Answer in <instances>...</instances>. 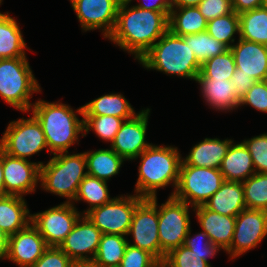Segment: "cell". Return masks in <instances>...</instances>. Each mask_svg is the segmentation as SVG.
I'll list each match as a JSON object with an SVG mask.
<instances>
[{
    "label": "cell",
    "mask_w": 267,
    "mask_h": 267,
    "mask_svg": "<svg viewBox=\"0 0 267 267\" xmlns=\"http://www.w3.org/2000/svg\"><path fill=\"white\" fill-rule=\"evenodd\" d=\"M233 141L205 138L196 144L181 165L220 169L222 161Z\"/></svg>",
    "instance_id": "21"
},
{
    "label": "cell",
    "mask_w": 267,
    "mask_h": 267,
    "mask_svg": "<svg viewBox=\"0 0 267 267\" xmlns=\"http://www.w3.org/2000/svg\"><path fill=\"white\" fill-rule=\"evenodd\" d=\"M109 196L107 182L87 174L81 181L74 200H84L90 204V208L86 212L84 211L86 214L88 211L110 202L112 199Z\"/></svg>",
    "instance_id": "33"
},
{
    "label": "cell",
    "mask_w": 267,
    "mask_h": 267,
    "mask_svg": "<svg viewBox=\"0 0 267 267\" xmlns=\"http://www.w3.org/2000/svg\"><path fill=\"white\" fill-rule=\"evenodd\" d=\"M72 260L59 247L49 246L31 267H70Z\"/></svg>",
    "instance_id": "44"
},
{
    "label": "cell",
    "mask_w": 267,
    "mask_h": 267,
    "mask_svg": "<svg viewBox=\"0 0 267 267\" xmlns=\"http://www.w3.org/2000/svg\"><path fill=\"white\" fill-rule=\"evenodd\" d=\"M159 263L149 252L128 243L119 267H157Z\"/></svg>",
    "instance_id": "40"
},
{
    "label": "cell",
    "mask_w": 267,
    "mask_h": 267,
    "mask_svg": "<svg viewBox=\"0 0 267 267\" xmlns=\"http://www.w3.org/2000/svg\"><path fill=\"white\" fill-rule=\"evenodd\" d=\"M230 50L235 59L238 73L250 76L255 81H263L267 77V46L239 38Z\"/></svg>",
    "instance_id": "19"
},
{
    "label": "cell",
    "mask_w": 267,
    "mask_h": 267,
    "mask_svg": "<svg viewBox=\"0 0 267 267\" xmlns=\"http://www.w3.org/2000/svg\"><path fill=\"white\" fill-rule=\"evenodd\" d=\"M204 206L213 212L236 217L246 209L242 182L224 181Z\"/></svg>",
    "instance_id": "22"
},
{
    "label": "cell",
    "mask_w": 267,
    "mask_h": 267,
    "mask_svg": "<svg viewBox=\"0 0 267 267\" xmlns=\"http://www.w3.org/2000/svg\"><path fill=\"white\" fill-rule=\"evenodd\" d=\"M125 236L119 234H102L94 260L101 267H119L127 244Z\"/></svg>",
    "instance_id": "31"
},
{
    "label": "cell",
    "mask_w": 267,
    "mask_h": 267,
    "mask_svg": "<svg viewBox=\"0 0 267 267\" xmlns=\"http://www.w3.org/2000/svg\"><path fill=\"white\" fill-rule=\"evenodd\" d=\"M189 205L169 196L158 209V235L161 250L167 255L184 244L190 230Z\"/></svg>",
    "instance_id": "9"
},
{
    "label": "cell",
    "mask_w": 267,
    "mask_h": 267,
    "mask_svg": "<svg viewBox=\"0 0 267 267\" xmlns=\"http://www.w3.org/2000/svg\"><path fill=\"white\" fill-rule=\"evenodd\" d=\"M230 81L235 85L236 94L239 98H242L256 82L250 76H247L243 73H238V68H235Z\"/></svg>",
    "instance_id": "45"
},
{
    "label": "cell",
    "mask_w": 267,
    "mask_h": 267,
    "mask_svg": "<svg viewBox=\"0 0 267 267\" xmlns=\"http://www.w3.org/2000/svg\"><path fill=\"white\" fill-rule=\"evenodd\" d=\"M82 29L102 28L104 37L112 33L120 3L117 0H70Z\"/></svg>",
    "instance_id": "14"
},
{
    "label": "cell",
    "mask_w": 267,
    "mask_h": 267,
    "mask_svg": "<svg viewBox=\"0 0 267 267\" xmlns=\"http://www.w3.org/2000/svg\"><path fill=\"white\" fill-rule=\"evenodd\" d=\"M200 83L203 97L218 110H233L240 103L235 85L230 80H212L210 78H196Z\"/></svg>",
    "instance_id": "25"
},
{
    "label": "cell",
    "mask_w": 267,
    "mask_h": 267,
    "mask_svg": "<svg viewBox=\"0 0 267 267\" xmlns=\"http://www.w3.org/2000/svg\"><path fill=\"white\" fill-rule=\"evenodd\" d=\"M70 267H101L96 263L94 259L92 260H72Z\"/></svg>",
    "instance_id": "50"
},
{
    "label": "cell",
    "mask_w": 267,
    "mask_h": 267,
    "mask_svg": "<svg viewBox=\"0 0 267 267\" xmlns=\"http://www.w3.org/2000/svg\"><path fill=\"white\" fill-rule=\"evenodd\" d=\"M77 112L83 116L112 115L128 120L136 114L130 103L122 94L103 95L86 105L79 107Z\"/></svg>",
    "instance_id": "26"
},
{
    "label": "cell",
    "mask_w": 267,
    "mask_h": 267,
    "mask_svg": "<svg viewBox=\"0 0 267 267\" xmlns=\"http://www.w3.org/2000/svg\"><path fill=\"white\" fill-rule=\"evenodd\" d=\"M225 181L244 182L255 174L252 157L243 142L231 143L220 167Z\"/></svg>",
    "instance_id": "23"
},
{
    "label": "cell",
    "mask_w": 267,
    "mask_h": 267,
    "mask_svg": "<svg viewBox=\"0 0 267 267\" xmlns=\"http://www.w3.org/2000/svg\"><path fill=\"white\" fill-rule=\"evenodd\" d=\"M243 143L252 157L256 173H267V134L243 140Z\"/></svg>",
    "instance_id": "39"
},
{
    "label": "cell",
    "mask_w": 267,
    "mask_h": 267,
    "mask_svg": "<svg viewBox=\"0 0 267 267\" xmlns=\"http://www.w3.org/2000/svg\"><path fill=\"white\" fill-rule=\"evenodd\" d=\"M267 235V211L244 209L236 216L233 239L228 254L231 258L255 248Z\"/></svg>",
    "instance_id": "13"
},
{
    "label": "cell",
    "mask_w": 267,
    "mask_h": 267,
    "mask_svg": "<svg viewBox=\"0 0 267 267\" xmlns=\"http://www.w3.org/2000/svg\"><path fill=\"white\" fill-rule=\"evenodd\" d=\"M33 116L40 123L51 153H66L84 131V121L79 120L72 108L62 103L39 100L33 104Z\"/></svg>",
    "instance_id": "4"
},
{
    "label": "cell",
    "mask_w": 267,
    "mask_h": 267,
    "mask_svg": "<svg viewBox=\"0 0 267 267\" xmlns=\"http://www.w3.org/2000/svg\"><path fill=\"white\" fill-rule=\"evenodd\" d=\"M144 199L137 195L112 198L110 202L88 211L85 216L102 234L128 236L134 211Z\"/></svg>",
    "instance_id": "10"
},
{
    "label": "cell",
    "mask_w": 267,
    "mask_h": 267,
    "mask_svg": "<svg viewBox=\"0 0 267 267\" xmlns=\"http://www.w3.org/2000/svg\"><path fill=\"white\" fill-rule=\"evenodd\" d=\"M120 4H122L123 2H125L126 0H117Z\"/></svg>",
    "instance_id": "53"
},
{
    "label": "cell",
    "mask_w": 267,
    "mask_h": 267,
    "mask_svg": "<svg viewBox=\"0 0 267 267\" xmlns=\"http://www.w3.org/2000/svg\"><path fill=\"white\" fill-rule=\"evenodd\" d=\"M157 196L145 198L135 209L128 235L132 234L134 244L152 254L159 262H163L166 254L160 248L158 235Z\"/></svg>",
    "instance_id": "11"
},
{
    "label": "cell",
    "mask_w": 267,
    "mask_h": 267,
    "mask_svg": "<svg viewBox=\"0 0 267 267\" xmlns=\"http://www.w3.org/2000/svg\"><path fill=\"white\" fill-rule=\"evenodd\" d=\"M30 222L31 214L23 197L16 195L0 197V229L5 234L11 236L25 229Z\"/></svg>",
    "instance_id": "24"
},
{
    "label": "cell",
    "mask_w": 267,
    "mask_h": 267,
    "mask_svg": "<svg viewBox=\"0 0 267 267\" xmlns=\"http://www.w3.org/2000/svg\"><path fill=\"white\" fill-rule=\"evenodd\" d=\"M163 263L167 267H211L208 262L202 259L189 248L181 245L172 249L165 257Z\"/></svg>",
    "instance_id": "38"
},
{
    "label": "cell",
    "mask_w": 267,
    "mask_h": 267,
    "mask_svg": "<svg viewBox=\"0 0 267 267\" xmlns=\"http://www.w3.org/2000/svg\"><path fill=\"white\" fill-rule=\"evenodd\" d=\"M150 109L142 110L133 118L124 120L111 143L113 149L124 160L138 158L151 144L145 142Z\"/></svg>",
    "instance_id": "15"
},
{
    "label": "cell",
    "mask_w": 267,
    "mask_h": 267,
    "mask_svg": "<svg viewBox=\"0 0 267 267\" xmlns=\"http://www.w3.org/2000/svg\"><path fill=\"white\" fill-rule=\"evenodd\" d=\"M194 210L201 228L211 242L227 251L233 239L236 217L213 212L204 205L195 207Z\"/></svg>",
    "instance_id": "20"
},
{
    "label": "cell",
    "mask_w": 267,
    "mask_h": 267,
    "mask_svg": "<svg viewBox=\"0 0 267 267\" xmlns=\"http://www.w3.org/2000/svg\"><path fill=\"white\" fill-rule=\"evenodd\" d=\"M202 0H170L172 7L197 6Z\"/></svg>",
    "instance_id": "49"
},
{
    "label": "cell",
    "mask_w": 267,
    "mask_h": 267,
    "mask_svg": "<svg viewBox=\"0 0 267 267\" xmlns=\"http://www.w3.org/2000/svg\"><path fill=\"white\" fill-rule=\"evenodd\" d=\"M79 217L81 216L74 205L64 202L41 213L31 215V223L48 246L59 247Z\"/></svg>",
    "instance_id": "12"
},
{
    "label": "cell",
    "mask_w": 267,
    "mask_h": 267,
    "mask_svg": "<svg viewBox=\"0 0 267 267\" xmlns=\"http://www.w3.org/2000/svg\"><path fill=\"white\" fill-rule=\"evenodd\" d=\"M266 4V0H232L233 11L237 14L256 9Z\"/></svg>",
    "instance_id": "46"
},
{
    "label": "cell",
    "mask_w": 267,
    "mask_h": 267,
    "mask_svg": "<svg viewBox=\"0 0 267 267\" xmlns=\"http://www.w3.org/2000/svg\"><path fill=\"white\" fill-rule=\"evenodd\" d=\"M39 91L26 57L0 59V96L5 102L25 112L33 105L31 95Z\"/></svg>",
    "instance_id": "6"
},
{
    "label": "cell",
    "mask_w": 267,
    "mask_h": 267,
    "mask_svg": "<svg viewBox=\"0 0 267 267\" xmlns=\"http://www.w3.org/2000/svg\"><path fill=\"white\" fill-rule=\"evenodd\" d=\"M209 35L224 43L229 48L234 42L233 35L240 32L239 29V14L233 11L230 14L217 17L208 21L207 30Z\"/></svg>",
    "instance_id": "36"
},
{
    "label": "cell",
    "mask_w": 267,
    "mask_h": 267,
    "mask_svg": "<svg viewBox=\"0 0 267 267\" xmlns=\"http://www.w3.org/2000/svg\"><path fill=\"white\" fill-rule=\"evenodd\" d=\"M242 185L246 209L267 211V173H255Z\"/></svg>",
    "instance_id": "34"
},
{
    "label": "cell",
    "mask_w": 267,
    "mask_h": 267,
    "mask_svg": "<svg viewBox=\"0 0 267 267\" xmlns=\"http://www.w3.org/2000/svg\"><path fill=\"white\" fill-rule=\"evenodd\" d=\"M46 147L44 132L34 116L10 122L0 139V149L4 153L25 160Z\"/></svg>",
    "instance_id": "8"
},
{
    "label": "cell",
    "mask_w": 267,
    "mask_h": 267,
    "mask_svg": "<svg viewBox=\"0 0 267 267\" xmlns=\"http://www.w3.org/2000/svg\"><path fill=\"white\" fill-rule=\"evenodd\" d=\"M26 44L16 20L0 13V59L26 57Z\"/></svg>",
    "instance_id": "28"
},
{
    "label": "cell",
    "mask_w": 267,
    "mask_h": 267,
    "mask_svg": "<svg viewBox=\"0 0 267 267\" xmlns=\"http://www.w3.org/2000/svg\"><path fill=\"white\" fill-rule=\"evenodd\" d=\"M197 8L207 21L233 12L232 0H202Z\"/></svg>",
    "instance_id": "43"
},
{
    "label": "cell",
    "mask_w": 267,
    "mask_h": 267,
    "mask_svg": "<svg viewBox=\"0 0 267 267\" xmlns=\"http://www.w3.org/2000/svg\"><path fill=\"white\" fill-rule=\"evenodd\" d=\"M127 1L119 5L115 27L108 39L140 59L168 30L170 12L128 8ZM128 8V9H127Z\"/></svg>",
    "instance_id": "1"
},
{
    "label": "cell",
    "mask_w": 267,
    "mask_h": 267,
    "mask_svg": "<svg viewBox=\"0 0 267 267\" xmlns=\"http://www.w3.org/2000/svg\"><path fill=\"white\" fill-rule=\"evenodd\" d=\"M9 238L7 234H5L0 229V259L7 258L9 256Z\"/></svg>",
    "instance_id": "48"
},
{
    "label": "cell",
    "mask_w": 267,
    "mask_h": 267,
    "mask_svg": "<svg viewBox=\"0 0 267 267\" xmlns=\"http://www.w3.org/2000/svg\"><path fill=\"white\" fill-rule=\"evenodd\" d=\"M128 3L132 0H126ZM155 1L152 4H145L140 3L138 6L139 8L145 9V10H151L156 12H170L172 9L170 0H153Z\"/></svg>",
    "instance_id": "47"
},
{
    "label": "cell",
    "mask_w": 267,
    "mask_h": 267,
    "mask_svg": "<svg viewBox=\"0 0 267 267\" xmlns=\"http://www.w3.org/2000/svg\"><path fill=\"white\" fill-rule=\"evenodd\" d=\"M157 267H167L163 262H160Z\"/></svg>",
    "instance_id": "52"
},
{
    "label": "cell",
    "mask_w": 267,
    "mask_h": 267,
    "mask_svg": "<svg viewBox=\"0 0 267 267\" xmlns=\"http://www.w3.org/2000/svg\"><path fill=\"white\" fill-rule=\"evenodd\" d=\"M147 69L196 80L201 64L190 44L168 30L140 59Z\"/></svg>",
    "instance_id": "3"
},
{
    "label": "cell",
    "mask_w": 267,
    "mask_h": 267,
    "mask_svg": "<svg viewBox=\"0 0 267 267\" xmlns=\"http://www.w3.org/2000/svg\"><path fill=\"white\" fill-rule=\"evenodd\" d=\"M249 104L255 109L267 112V83L265 80L256 81L247 93L240 98L239 105Z\"/></svg>",
    "instance_id": "41"
},
{
    "label": "cell",
    "mask_w": 267,
    "mask_h": 267,
    "mask_svg": "<svg viewBox=\"0 0 267 267\" xmlns=\"http://www.w3.org/2000/svg\"><path fill=\"white\" fill-rule=\"evenodd\" d=\"M140 156L142 159L135 189L137 196L156 197V190L171 182L176 190L182 163L177 148L151 144Z\"/></svg>",
    "instance_id": "2"
},
{
    "label": "cell",
    "mask_w": 267,
    "mask_h": 267,
    "mask_svg": "<svg viewBox=\"0 0 267 267\" xmlns=\"http://www.w3.org/2000/svg\"><path fill=\"white\" fill-rule=\"evenodd\" d=\"M101 236V231L84 215L79 217L59 248L71 260H92L97 253ZM84 253H91L92 256H84Z\"/></svg>",
    "instance_id": "17"
},
{
    "label": "cell",
    "mask_w": 267,
    "mask_h": 267,
    "mask_svg": "<svg viewBox=\"0 0 267 267\" xmlns=\"http://www.w3.org/2000/svg\"><path fill=\"white\" fill-rule=\"evenodd\" d=\"M87 174L107 181L118 174L124 159L113 149H100L94 152H84Z\"/></svg>",
    "instance_id": "30"
},
{
    "label": "cell",
    "mask_w": 267,
    "mask_h": 267,
    "mask_svg": "<svg viewBox=\"0 0 267 267\" xmlns=\"http://www.w3.org/2000/svg\"><path fill=\"white\" fill-rule=\"evenodd\" d=\"M186 44H190L194 56L202 65L206 60L213 58L216 55L223 54L230 48L224 43L218 41L207 31L197 34H188L181 36Z\"/></svg>",
    "instance_id": "32"
},
{
    "label": "cell",
    "mask_w": 267,
    "mask_h": 267,
    "mask_svg": "<svg viewBox=\"0 0 267 267\" xmlns=\"http://www.w3.org/2000/svg\"><path fill=\"white\" fill-rule=\"evenodd\" d=\"M224 181L220 169L181 165L179 181L171 196L195 208L204 205Z\"/></svg>",
    "instance_id": "7"
},
{
    "label": "cell",
    "mask_w": 267,
    "mask_h": 267,
    "mask_svg": "<svg viewBox=\"0 0 267 267\" xmlns=\"http://www.w3.org/2000/svg\"><path fill=\"white\" fill-rule=\"evenodd\" d=\"M86 157L84 153L69 155L55 154L46 164L40 166L41 186L47 191L67 197L66 202L74 200L81 181L87 175Z\"/></svg>",
    "instance_id": "5"
},
{
    "label": "cell",
    "mask_w": 267,
    "mask_h": 267,
    "mask_svg": "<svg viewBox=\"0 0 267 267\" xmlns=\"http://www.w3.org/2000/svg\"><path fill=\"white\" fill-rule=\"evenodd\" d=\"M84 131L89 132L93 129L98 137L105 141H112L115 135L120 130L121 124L124 122L123 118H118L112 115L101 116H83Z\"/></svg>",
    "instance_id": "37"
},
{
    "label": "cell",
    "mask_w": 267,
    "mask_h": 267,
    "mask_svg": "<svg viewBox=\"0 0 267 267\" xmlns=\"http://www.w3.org/2000/svg\"><path fill=\"white\" fill-rule=\"evenodd\" d=\"M41 162L12 157L3 152V173L5 195L23 197L26 193L35 191L40 180ZM25 193V194H24Z\"/></svg>",
    "instance_id": "16"
},
{
    "label": "cell",
    "mask_w": 267,
    "mask_h": 267,
    "mask_svg": "<svg viewBox=\"0 0 267 267\" xmlns=\"http://www.w3.org/2000/svg\"><path fill=\"white\" fill-rule=\"evenodd\" d=\"M239 38L267 46V4L239 14Z\"/></svg>",
    "instance_id": "29"
},
{
    "label": "cell",
    "mask_w": 267,
    "mask_h": 267,
    "mask_svg": "<svg viewBox=\"0 0 267 267\" xmlns=\"http://www.w3.org/2000/svg\"><path fill=\"white\" fill-rule=\"evenodd\" d=\"M236 68L235 59L229 49L223 54L206 60L201 65L197 78H210L212 80H230Z\"/></svg>",
    "instance_id": "35"
},
{
    "label": "cell",
    "mask_w": 267,
    "mask_h": 267,
    "mask_svg": "<svg viewBox=\"0 0 267 267\" xmlns=\"http://www.w3.org/2000/svg\"><path fill=\"white\" fill-rule=\"evenodd\" d=\"M174 8L177 9L174 10ZM207 23L208 21L200 13L197 6L172 7L168 18L169 30L177 36L206 31Z\"/></svg>",
    "instance_id": "27"
},
{
    "label": "cell",
    "mask_w": 267,
    "mask_h": 267,
    "mask_svg": "<svg viewBox=\"0 0 267 267\" xmlns=\"http://www.w3.org/2000/svg\"><path fill=\"white\" fill-rule=\"evenodd\" d=\"M5 196L4 173H3V151L0 149V197Z\"/></svg>",
    "instance_id": "51"
},
{
    "label": "cell",
    "mask_w": 267,
    "mask_h": 267,
    "mask_svg": "<svg viewBox=\"0 0 267 267\" xmlns=\"http://www.w3.org/2000/svg\"><path fill=\"white\" fill-rule=\"evenodd\" d=\"M191 231L187 233V236L184 241V246L189 248L191 251L196 253L197 255L202 256V259L208 262L207 257H212L221 249L219 246L213 244L211 240L209 239L208 235L203 231L201 233H198L194 236V238H191L190 233ZM205 240L202 247H199V240Z\"/></svg>",
    "instance_id": "42"
},
{
    "label": "cell",
    "mask_w": 267,
    "mask_h": 267,
    "mask_svg": "<svg viewBox=\"0 0 267 267\" xmlns=\"http://www.w3.org/2000/svg\"><path fill=\"white\" fill-rule=\"evenodd\" d=\"M49 246L39 231L31 224L9 238L8 259L20 267H31Z\"/></svg>",
    "instance_id": "18"
}]
</instances>
